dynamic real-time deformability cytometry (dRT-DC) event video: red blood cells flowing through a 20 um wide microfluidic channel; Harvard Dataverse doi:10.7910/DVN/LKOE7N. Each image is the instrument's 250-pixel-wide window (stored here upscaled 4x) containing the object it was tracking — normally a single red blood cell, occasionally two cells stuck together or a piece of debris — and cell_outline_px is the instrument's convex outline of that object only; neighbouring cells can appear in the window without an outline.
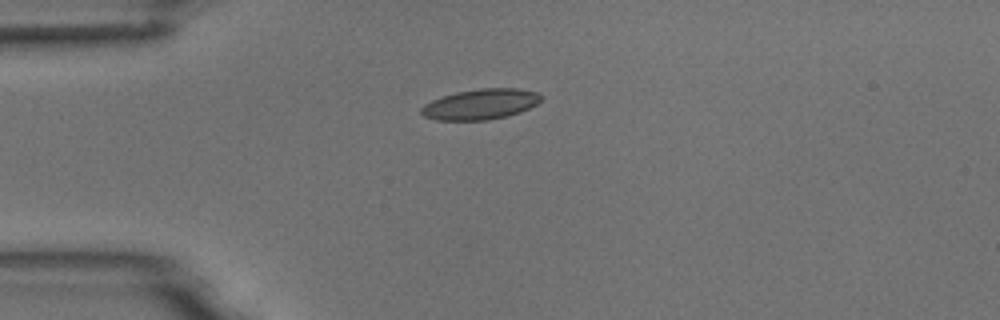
{"species": "common noctule bat (a hibernating species)", "species_latin": "Nyctalus noctula", "temperature_condition": "room temperature", "stored_images_in_passage": 5, "camera_frame_rate_fps": 3000, "um_per_image_px": 0.085, "animal": {"sex": "male", "body_mass_g": 18.8}, "frame": {"image": 1, "passage_image": 5, "time_ms": 1.333, "image_size_px": [1000, 320], "cell_outline_px": [[544, 96], [536, 104], [520, 112], [508, 116], [488, 120], [436, 120], [424, 116], [420, 112], [420, 108], [424, 104], [432, 100], [456, 92], [480, 88], [516, 88], [536, 92]], "centroid_in_image_um": [40.84, 8.86], "position_along_channel_um": 44.2, "area_um2": 21.27}}